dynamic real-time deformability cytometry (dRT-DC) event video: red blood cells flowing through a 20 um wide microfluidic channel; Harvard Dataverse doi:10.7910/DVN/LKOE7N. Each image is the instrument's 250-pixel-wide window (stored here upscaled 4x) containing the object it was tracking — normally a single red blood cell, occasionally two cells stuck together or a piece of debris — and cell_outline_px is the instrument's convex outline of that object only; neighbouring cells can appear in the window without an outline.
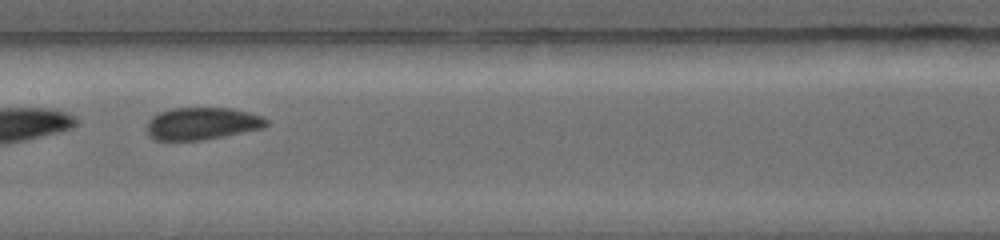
{"species": "common noctule bat (a hibernating species)", "species_latin": "Nyctalus noctula", "temperature_condition": "warm", "stored_images_in_passage": 6, "camera_frame_rate_fps": 5000, "um_per_image_px": 0.085, "animal": {"sex": "female", "body_mass_g": 19.0, "forearm_length_mm": 56.7}, "frame": {"image": 1, "passage_image": 5, "time_ms": 3.4, "image_size_px": [1000, 240], "cell_outline_px": [[268, 124], [264, 128], [204, 140], [156, 140], [148, 136], [148, 120], [152, 116], [160, 112], [172, 108], [232, 108], [264, 116], [268, 120]], "centroid_in_image_um": [17.2, 10.5], "position_along_channel_um": 190.2, "area_um2": 22.6}}